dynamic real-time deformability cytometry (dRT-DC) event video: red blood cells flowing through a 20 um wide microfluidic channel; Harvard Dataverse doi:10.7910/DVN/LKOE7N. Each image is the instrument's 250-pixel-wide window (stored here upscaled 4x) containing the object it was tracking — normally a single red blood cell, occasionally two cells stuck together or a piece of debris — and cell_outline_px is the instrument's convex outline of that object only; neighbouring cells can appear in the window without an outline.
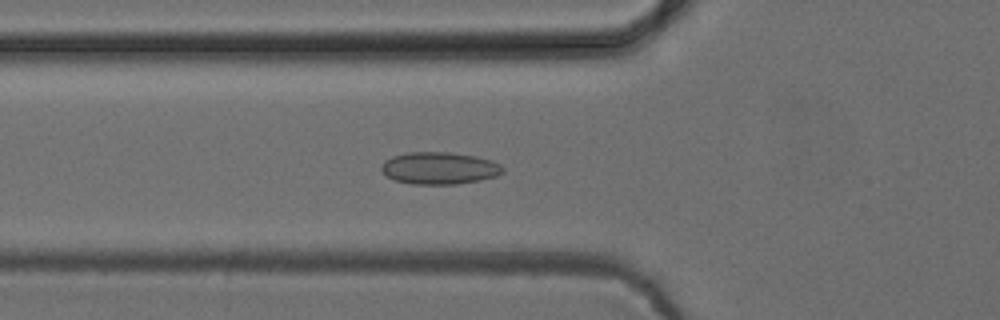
{"species": "common noctule bat (a hibernating species)", "species_latin": "Nyctalus noctula", "temperature_condition": "cold", "stored_images_in_passage": 51, "camera_frame_rate_fps": 3000, "um_per_image_px": 0.085, "animal": {"sex": "female", "body_mass_g": 24.6, "forearm_length_mm": 56.2}, "frame": {"image": 1, "passage_image": 18, "time_ms": 5.667, "image_size_px": [1000, 320], "cell_outline_px": [[504, 172], [496, 176], [480, 180], [456, 184], [412, 184], [396, 180], [388, 176], [380, 168], [384, 160], [392, 156], [408, 152], [448, 152], [476, 156], [492, 160], [500, 164], [504, 168]], "centroid_in_image_um": [37.37, 14.28], "position_along_channel_um": 88.4, "area_um2": 22.77}}
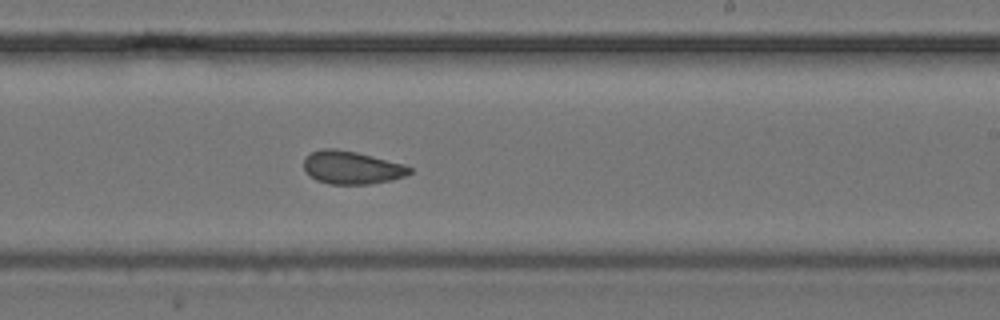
{"frame": {"image": 2, "passage_image": 31, "time_ms": 10.0, "image_size_px": [1000, 320], "cell_outline_px": [[412, 172], [404, 176], [392, 180], [372, 184], [328, 184], [316, 180], [304, 168], [304, 160], [312, 152], [320, 148], [336, 148], [356, 152], [404, 164], [412, 168]], "centroid_in_image_um": [29.91, 14.24], "position_along_channel_um": 259.1, "area_um2": 20.29}}
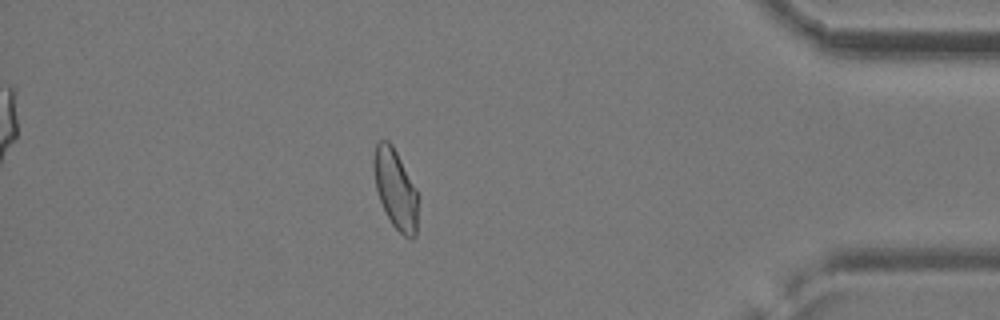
{"frame": {"image": 3, "passage_image": 45, "time_ms": 14.667, "image_size_px": [1000, 320], "cell_outline_px": [[416, 236], [412, 240], [404, 236], [392, 224], [380, 200], [376, 188], [372, 168], [372, 160], [376, 144], [380, 140], [388, 140], [392, 144], [416, 188]], "centroid_in_image_um": [33.58, 16.03], "position_along_channel_um": 401.6, "area_um2": 20.23}, "authors_computed_cell_mechanics": {"area_um2": 21.2704, "velocity_mm_per_s": 3.9204, "shape_relaxation_time_tau1_ms": null, "shape_relaxation_time_tau2_ms": 1.9624, "deformation_change_tau1": null, "deformation_change_tau2": 0.0637}}